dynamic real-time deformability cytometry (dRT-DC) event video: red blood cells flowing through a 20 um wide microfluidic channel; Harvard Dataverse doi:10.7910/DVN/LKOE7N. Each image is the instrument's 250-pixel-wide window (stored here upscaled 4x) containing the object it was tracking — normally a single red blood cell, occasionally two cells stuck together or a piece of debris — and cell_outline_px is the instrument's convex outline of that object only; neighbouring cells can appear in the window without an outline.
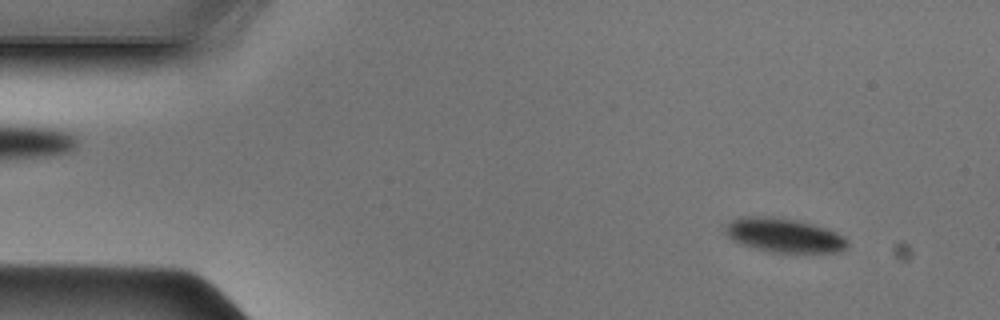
{"species": "Egyptian fruit bat (a non-hibernating species)", "species_latin": "Rousettus aegyptiacus", "temperature_condition": "cold", "stored_images_in_passage": 44, "camera_frame_rate_fps": 3000, "um_per_image_px": 0.085, "animal": {"sex": "male"}, "frame": {"image": 1, "passage_image": 1, "time_ms": 0.0, "image_size_px": [1000, 320], "cell_outline_px": [[848, 244], [844, 248], [836, 252], [772, 252], [752, 248], [740, 244], [732, 240], [724, 232], [724, 228], [732, 220], [740, 216], [772, 216], [796, 220], [828, 228], [844, 236], [848, 240]], "centroid_in_image_um": [66.61, 19.99], "position_along_channel_um": 18.4, "area_um2": 24.39}}
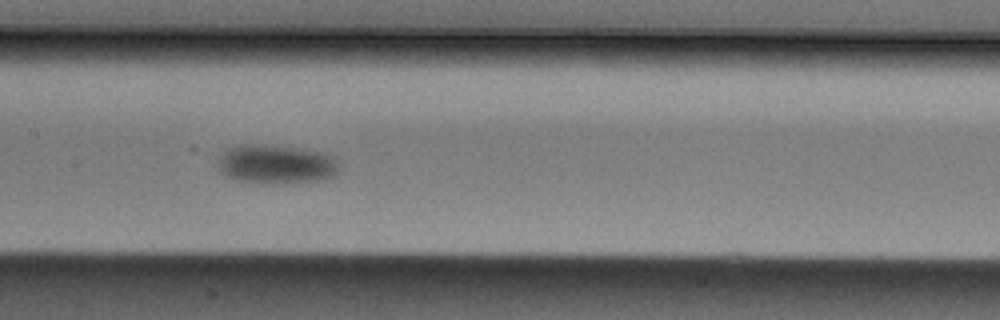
{"frame": {"image": 2, "passage_image": 19, "time_ms": 6.0, "image_size_px": [1000, 320], "cell_outline_px": [[340, 168], [336, 176], [316, 180], [276, 184], [264, 184], [236, 180], [220, 172], [216, 164], [220, 156], [228, 148], [240, 144], [260, 144], [304, 148], [324, 152], [336, 156]], "centroid_in_image_um": [23.5, 13.95], "position_along_channel_um": 183.9, "area_um2": 28.26}}
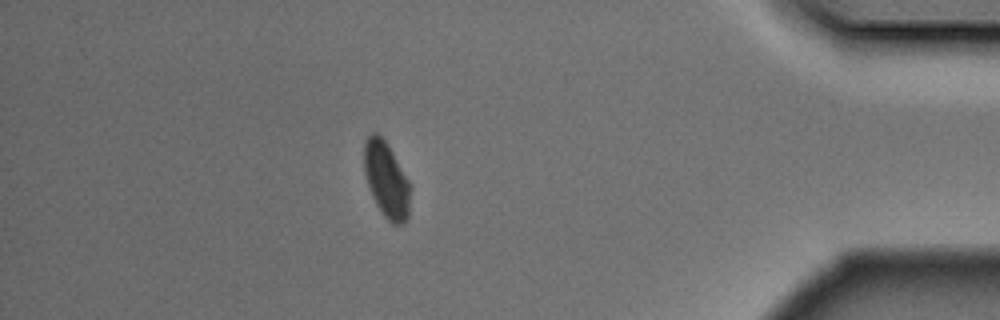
{"frame": {"image": 3, "passage_image": 38, "time_ms": 12.333, "image_size_px": [1000, 320], "cell_outline_px": [[412, 188], [408, 216], [404, 224], [392, 224], [384, 216], [376, 204], [368, 184], [364, 172], [364, 144], [368, 136], [372, 132], [376, 132], [388, 144], [408, 180]], "centroid_in_image_um": [32.86, 15.3], "position_along_channel_um": 402.3, "area_um2": 20.4}}